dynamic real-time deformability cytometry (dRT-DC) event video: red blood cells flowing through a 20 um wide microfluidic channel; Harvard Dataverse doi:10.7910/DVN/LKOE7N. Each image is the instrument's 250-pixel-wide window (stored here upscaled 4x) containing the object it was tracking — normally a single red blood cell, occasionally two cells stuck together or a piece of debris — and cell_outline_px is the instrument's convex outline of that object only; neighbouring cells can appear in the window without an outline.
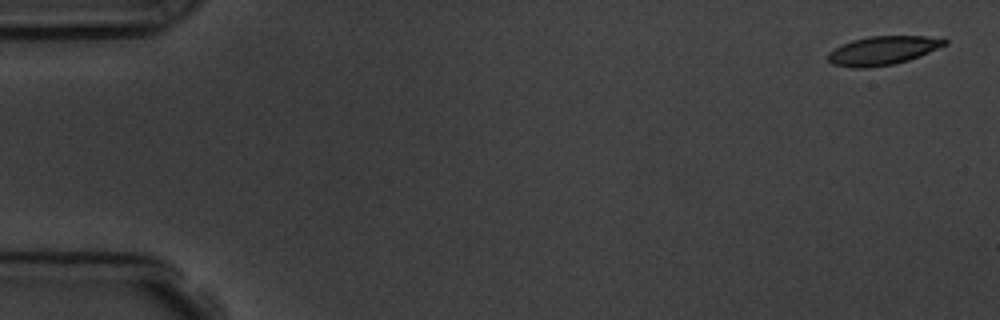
{"species": "common noctule bat (a hibernating species)", "species_latin": "Nyctalus noctula", "temperature_condition": "room temperature", "stored_images_in_passage": 5, "camera_frame_rate_fps": 3000, "um_per_image_px": 0.085, "animal": {"sex": "male", "body_mass_g": 19.5, "forearm_length_mm": 54.6}, "frame": {"image": 1, "passage_image": 1, "time_ms": 0.0, "image_size_px": [1000, 320], "cell_outline_px": [[948, 44], [920, 56], [908, 60], [892, 64], [868, 68], [852, 68], [832, 64], [828, 60], [828, 52], [852, 40], [868, 36], [944, 36], [948, 40]], "centroid_in_image_um": [75.1, 4.28], "position_along_channel_um": 9.9, "area_um2": 19.71}}
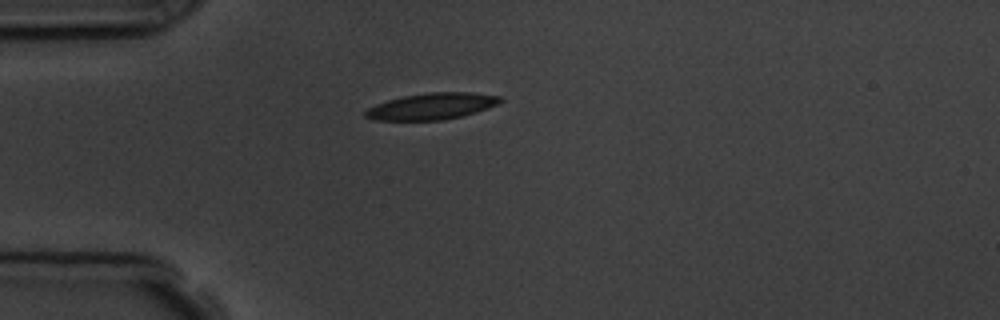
{"frame": {"image": 2, "passage_image": 5, "time_ms": 4.333, "image_size_px": [1000, 320], "cell_outline_px": [[504, 100], [488, 108], [476, 112], [444, 120], [372, 120], [364, 116], [364, 112], [368, 108], [376, 104], [388, 100], [404, 96], [428, 92], [472, 92], [500, 96]], "centroid_in_image_um": [36.69, 9.03], "position_along_channel_um": 48.3, "area_um2": 20.75}}